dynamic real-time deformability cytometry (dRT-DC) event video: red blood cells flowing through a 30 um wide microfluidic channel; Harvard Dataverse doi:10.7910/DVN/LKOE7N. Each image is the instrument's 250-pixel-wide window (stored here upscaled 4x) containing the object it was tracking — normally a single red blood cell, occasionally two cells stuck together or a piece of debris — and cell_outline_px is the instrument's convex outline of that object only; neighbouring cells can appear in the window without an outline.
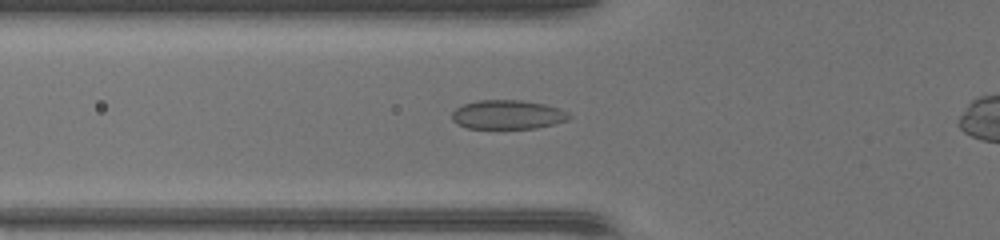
{"species": "common noctule bat (a hibernating species)", "species_latin": "Nyctalus noctula", "temperature_condition": "warm", "stored_images_in_passage": 36, "camera_frame_rate_fps": 3000, "um_per_image_px": 0.085, "animal": {"sex": "female", "body_mass_g": 17.0, "forearm_length_mm": 48.0}, "frame": {"image": 1, "passage_image": 11, "time_ms": 3.333, "image_size_px": [1000, 240], "cell_outline_px": [[572, 116], [568, 120], [536, 128], [468, 128], [456, 124], [452, 120], [452, 112], [456, 108], [464, 104], [476, 100], [520, 100], [544, 104], [560, 108], [568, 112]], "centroid_in_image_um": [43.15, 9.74], "position_along_channel_um": 82.7, "area_um2": 19.88}}
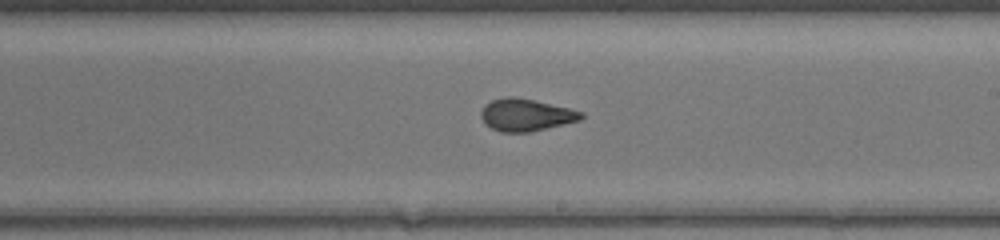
{"frame": {"image": 2, "passage_image": 22, "time_ms": 7.0, "image_size_px": [1000, 240], "cell_outline_px": [[584, 116], [580, 120], [528, 132], [500, 132], [492, 128], [480, 116], [480, 112], [484, 104], [492, 100], [508, 96], [512, 96], [532, 100], [568, 108], [584, 112]], "centroid_in_image_um": [44.68, 9.76], "position_along_channel_um": 244.3, "area_um2": 18.5}}
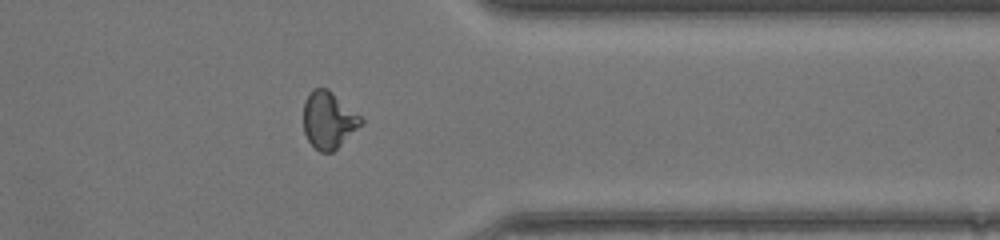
{"frame": {"image": 3, "passage_image": 32, "time_ms": 10.333, "image_size_px": [1000, 240], "cell_outline_px": [[364, 120], [332, 152], [320, 152], [308, 140], [304, 132], [304, 100], [312, 88], [328, 88], [360, 116]], "centroid_in_image_um": [27.88, 10.17], "position_along_channel_um": 383.5, "area_um2": 18.61}}